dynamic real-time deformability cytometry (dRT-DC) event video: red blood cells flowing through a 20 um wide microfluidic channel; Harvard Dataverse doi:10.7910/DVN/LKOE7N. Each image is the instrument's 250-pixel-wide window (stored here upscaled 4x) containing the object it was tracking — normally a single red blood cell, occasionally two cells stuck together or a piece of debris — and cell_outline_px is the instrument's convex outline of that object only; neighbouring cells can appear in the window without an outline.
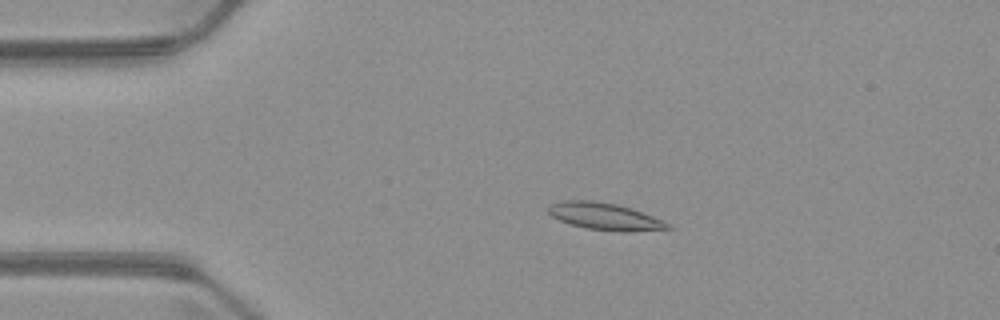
{"species": "common noctule bat (a hibernating species)", "species_latin": "Nyctalus noctula", "temperature_condition": "warm", "stored_images_in_passage": 4, "camera_frame_rate_fps": 3000, "um_per_image_px": 0.085, "animal": {"sex": "male", "body_mass_g": 23.1, "forearm_length_mm": 52.7}, "frame": {"image": 1, "passage_image": 2, "time_ms": 1.333, "image_size_px": [1000, 320], "cell_outline_px": [[672, 228], [628, 232], [624, 232], [588, 228], [572, 224], [560, 220], [552, 216], [548, 212], [548, 204], [560, 200], [592, 200], [616, 204], [632, 208], [664, 220]], "centroid_in_image_um": [51.39, 18.38], "position_along_channel_um": 33.6, "area_um2": 18.79}}